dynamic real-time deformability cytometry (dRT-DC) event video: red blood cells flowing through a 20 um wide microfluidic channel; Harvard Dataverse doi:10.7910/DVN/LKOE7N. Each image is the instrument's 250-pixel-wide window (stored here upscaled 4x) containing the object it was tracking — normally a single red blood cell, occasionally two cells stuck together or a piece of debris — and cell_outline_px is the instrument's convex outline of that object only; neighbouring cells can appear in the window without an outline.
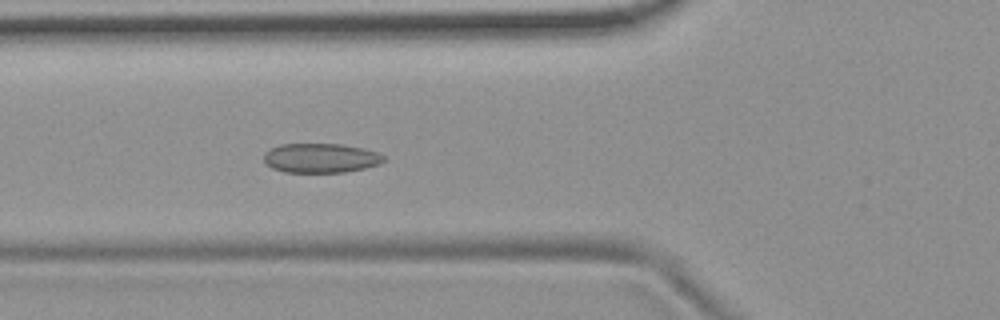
{"species": "common noctule bat (a hibernating species)", "species_latin": "Nyctalus noctula", "temperature_condition": "room temperature", "stored_images_in_passage": 6, "camera_frame_rate_fps": 3000, "um_per_image_px": 0.085, "animal": {"sex": "female", "body_mass_g": 19.9}, "frame": {"image": 1, "passage_image": 6, "time_ms": 1.667, "image_size_px": [1000, 320], "cell_outline_px": [[388, 160], [380, 164], [364, 168], [344, 172], [284, 172], [272, 168], [264, 160], [264, 152], [280, 144], [340, 144], [364, 148], [376, 152], [384, 156]], "centroid_in_image_um": [27.29, 13.43], "position_along_channel_um": 98.5, "area_um2": 20.58}}